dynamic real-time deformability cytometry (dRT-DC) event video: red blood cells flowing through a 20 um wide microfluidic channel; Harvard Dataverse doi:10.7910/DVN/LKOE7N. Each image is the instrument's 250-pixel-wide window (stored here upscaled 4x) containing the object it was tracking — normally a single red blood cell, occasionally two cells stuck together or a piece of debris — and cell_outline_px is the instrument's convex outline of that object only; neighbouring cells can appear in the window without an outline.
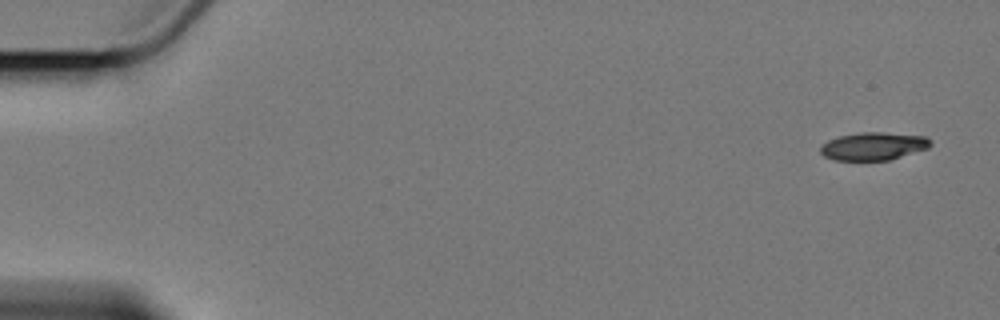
{"species": "Egyptian fruit bat (a non-hibernating species)", "species_latin": "Rousettus aegyptiacus", "temperature_condition": "cold", "stored_images_in_passage": 6, "camera_frame_rate_fps": 3000, "um_per_image_px": 0.085, "animal": {"sex": "female"}, "frame": {"image": 1, "passage_image": 1, "time_ms": 0.0, "image_size_px": [1000, 320], "cell_outline_px": [[932, 144], [928, 148], [888, 160], [832, 160], [824, 156], [820, 152], [820, 144], [828, 140], [840, 136], [860, 132], [884, 132], [928, 136], [932, 140]], "centroid_in_image_um": [74.24, 12.41], "position_along_channel_um": 10.8, "area_um2": 18.03}}
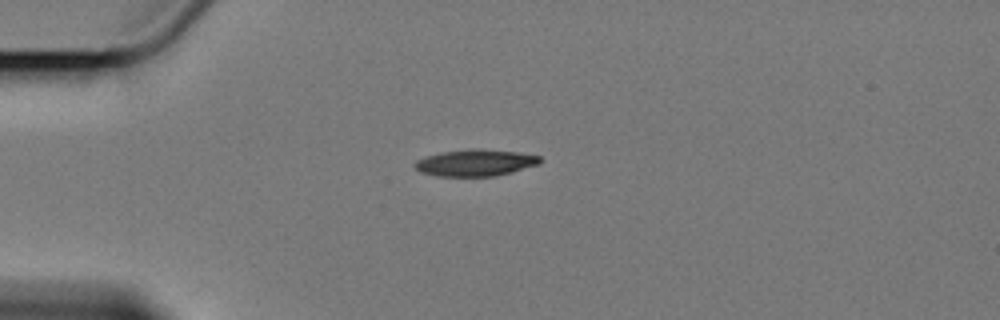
{"frame": {"image": 2, "passage_image": 5, "time_ms": 4.333, "image_size_px": [1000, 320], "cell_outline_px": [[544, 160], [540, 164], [512, 172], [496, 176], [440, 176], [420, 172], [412, 164], [416, 160], [428, 156], [444, 152], [476, 148], [480, 148], [516, 152], [540, 156]], "centroid_in_image_um": [40.45, 13.84], "position_along_channel_um": 44.5, "area_um2": 19.42}}
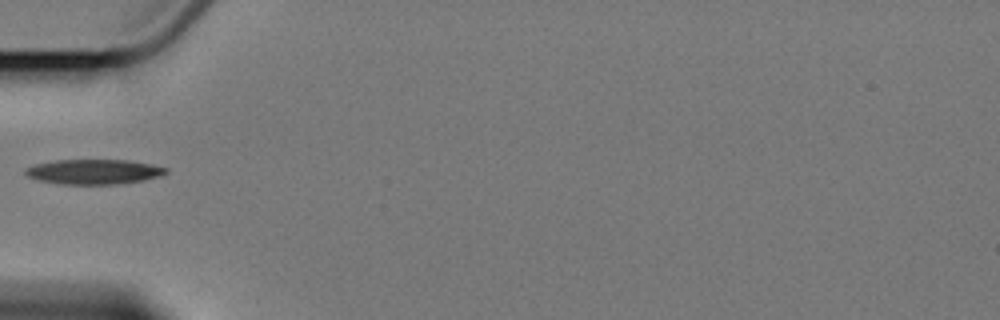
{"frame": {"image": 3, "passage_image": 6, "time_ms": 6.0, "image_size_px": [1000, 320], "cell_outline_px": [[168, 172], [160, 176], [144, 180], [116, 184], [60, 184], [40, 180], [28, 176], [24, 172], [24, 168], [36, 164], [56, 160], [128, 160], [152, 164], [168, 168]], "centroid_in_image_um": [8.0, 14.59], "position_along_channel_um": 77.0, "area_um2": 20.35}}